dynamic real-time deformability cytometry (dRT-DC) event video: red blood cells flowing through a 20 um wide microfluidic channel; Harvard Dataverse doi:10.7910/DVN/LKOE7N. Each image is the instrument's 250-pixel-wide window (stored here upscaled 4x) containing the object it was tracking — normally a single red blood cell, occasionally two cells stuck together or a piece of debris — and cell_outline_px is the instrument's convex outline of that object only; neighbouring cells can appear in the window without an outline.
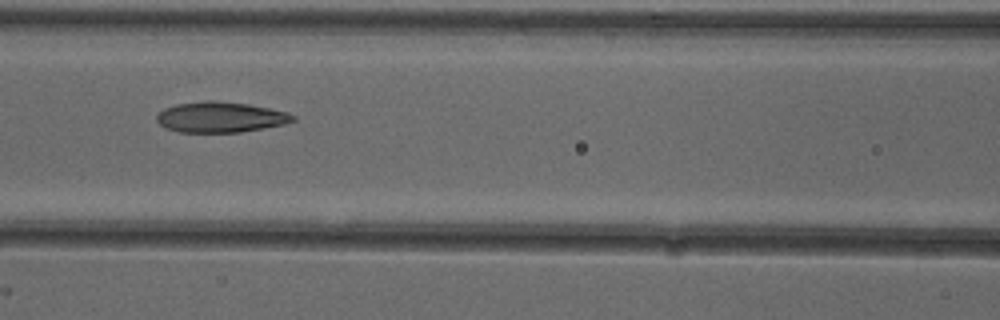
{"species": "common noctule bat (a hibernating species)", "species_latin": "Nyctalus noctula", "temperature_condition": "cold", "stored_images_in_passage": 7, "camera_frame_rate_fps": 3000, "um_per_image_px": 0.085, "animal": {"sex": "female"}, "frame": {"image": 1, "passage_image": 5, "time_ms": 1.333, "image_size_px": [1000, 320], "cell_outline_px": [[296, 120], [284, 124], [264, 128], [240, 132], [180, 132], [164, 128], [156, 120], [156, 116], [164, 108], [176, 104], [208, 100], [216, 100], [248, 104], [288, 112], [296, 116]], "centroid_in_image_um": [18.74, 9.95], "position_along_channel_um": 147.9, "area_um2": 24.33}}
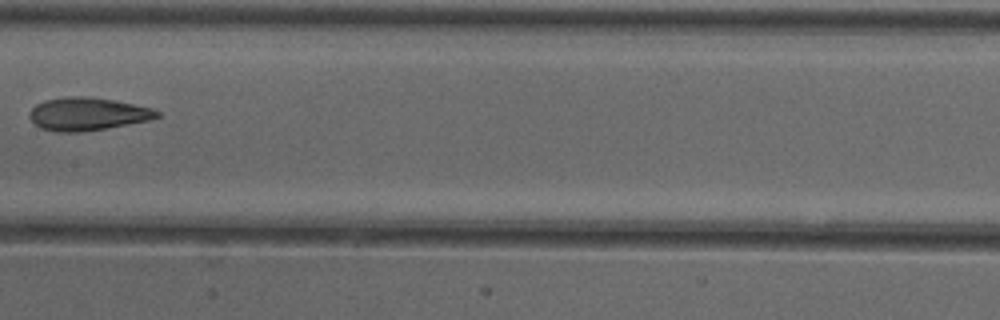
{"frame": {"image": 2, "passage_image": 6, "time_ms": 1.667, "image_size_px": [1000, 320], "cell_outline_px": [[160, 116], [148, 120], [104, 128], [80, 132], [56, 132], [40, 128], [28, 116], [32, 108], [36, 104], [44, 100], [64, 96], [88, 96], [112, 100], [152, 108], [160, 112]], "centroid_in_image_um": [7.39, 9.68], "position_along_channel_um": 200.0, "area_um2": 24.28}}
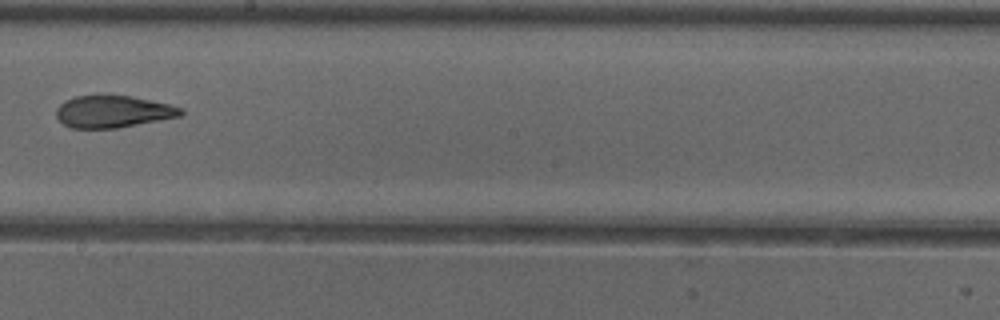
{"frame": {"image": 3, "passage_image": 7, "time_ms": 2.0, "image_size_px": [1000, 320], "cell_outline_px": [[184, 112], [180, 116], [116, 128], [72, 128], [64, 124], [56, 116], [56, 108], [64, 100], [76, 96], [132, 96], [168, 104], [184, 108]], "centroid_in_image_um": [9.59, 9.48], "position_along_channel_um": 238.6, "area_um2": 23.0}}